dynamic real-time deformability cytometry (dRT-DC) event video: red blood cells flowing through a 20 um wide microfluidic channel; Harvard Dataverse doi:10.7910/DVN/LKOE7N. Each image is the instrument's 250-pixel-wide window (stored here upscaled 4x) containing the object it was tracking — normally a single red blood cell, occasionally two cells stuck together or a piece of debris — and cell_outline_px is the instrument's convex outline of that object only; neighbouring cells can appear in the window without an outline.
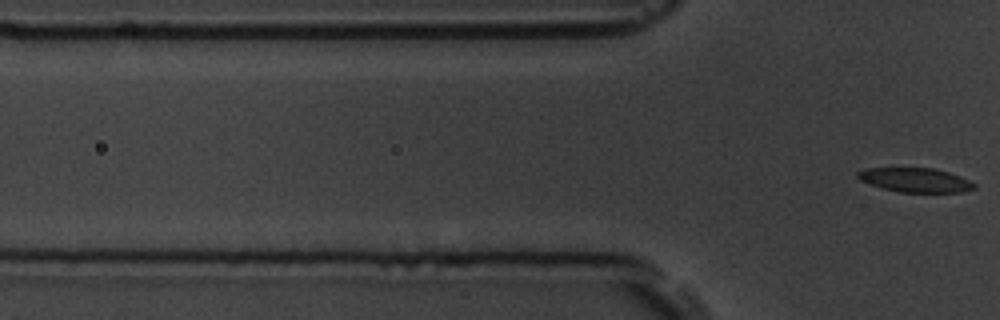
{"species": "common noctule bat (a hibernating species)", "species_latin": "Nyctalus noctula", "temperature_condition": "room temperature", "stored_images_in_passage": 5, "segment_of_instrument_passage": [2, 2], "camera_frame_rate_fps": 3000, "um_per_image_px": 0.085, "animal": {"sex": "male", "body_mass_g": 19.5, "forearm_length_mm": 54.6}, "frame": {"image": 1, "passage_image": 5, "time_ms": 5.333, "image_size_px": [1000, 320], "cell_outline_px": [[976, 188], [960, 192], [900, 192], [884, 188], [860, 180], [856, 176], [856, 172], [864, 168], [936, 168], [960, 176], [976, 184]], "centroid_in_image_um": [77.8, 15.29], "position_along_channel_um": 48.0, "area_um2": 16.36}}